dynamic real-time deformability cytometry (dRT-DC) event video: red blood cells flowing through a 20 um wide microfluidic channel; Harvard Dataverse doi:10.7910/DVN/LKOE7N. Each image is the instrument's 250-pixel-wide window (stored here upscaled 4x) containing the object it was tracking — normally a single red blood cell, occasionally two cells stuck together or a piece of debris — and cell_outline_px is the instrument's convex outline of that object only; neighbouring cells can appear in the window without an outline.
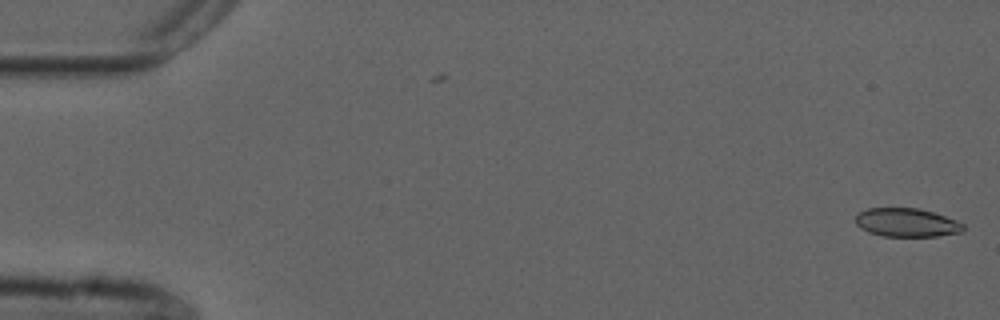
{"species": "common noctule bat (a hibernating species)", "species_latin": "Nyctalus noctula", "temperature_condition": "cold", "stored_images_in_passage": 5, "camera_frame_rate_fps": 3000, "um_per_image_px": 0.085, "animal": {"sex": "male", "forearm_length_mm": 52.5}, "frame": {"image": 1, "passage_image": 5, "time_ms": 1.333, "image_size_px": [1000, 320], "cell_outline_px": [[964, 228], [960, 232], [936, 236], [884, 236], [868, 232], [860, 228], [856, 224], [856, 216], [860, 212], [868, 208], [920, 208], [956, 220], [964, 224]], "centroid_in_image_um": [77.05, 18.91], "position_along_channel_um": 8.0, "area_um2": 17.8}}